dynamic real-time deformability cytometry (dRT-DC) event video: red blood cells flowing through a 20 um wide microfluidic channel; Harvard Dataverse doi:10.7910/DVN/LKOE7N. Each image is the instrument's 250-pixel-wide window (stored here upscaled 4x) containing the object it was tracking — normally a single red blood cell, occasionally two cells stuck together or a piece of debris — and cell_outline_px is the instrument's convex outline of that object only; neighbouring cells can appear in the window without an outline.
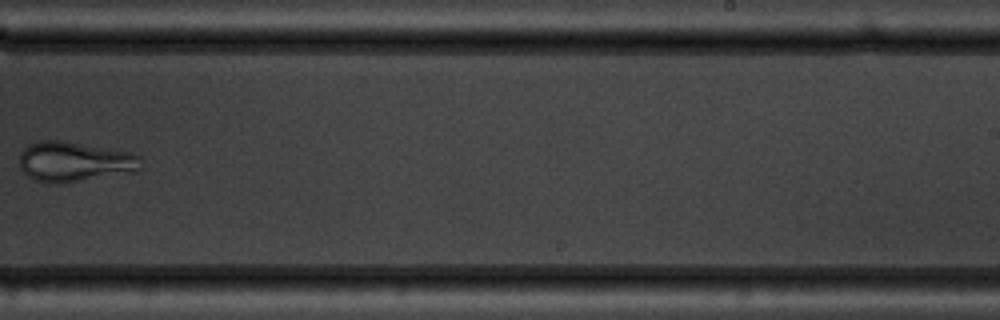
{"species": "common noctule bat (a hibernating species)", "species_latin": "Nyctalus noctula", "temperature_condition": "warm", "stored_images_in_passage": 9, "camera_frame_rate_fps": 3000, "um_per_image_px": 0.085, "animal": {"sex": "male", "body_mass_g": 19.5, "forearm_length_mm": 54.6}, "frame": {"image": 1, "passage_image": 9, "time_ms": 9.333, "image_size_px": [1000, 320], "cell_outline_px": [[140, 168], [136, 172], [64, 184], [52, 184], [36, 180], [28, 176], [20, 168], [20, 152], [28, 144], [40, 140], [60, 140], [132, 152], [140, 156]], "centroid_in_image_um": [6.34, 13.76], "position_along_channel_um": 282.7, "area_um2": 28.78}}